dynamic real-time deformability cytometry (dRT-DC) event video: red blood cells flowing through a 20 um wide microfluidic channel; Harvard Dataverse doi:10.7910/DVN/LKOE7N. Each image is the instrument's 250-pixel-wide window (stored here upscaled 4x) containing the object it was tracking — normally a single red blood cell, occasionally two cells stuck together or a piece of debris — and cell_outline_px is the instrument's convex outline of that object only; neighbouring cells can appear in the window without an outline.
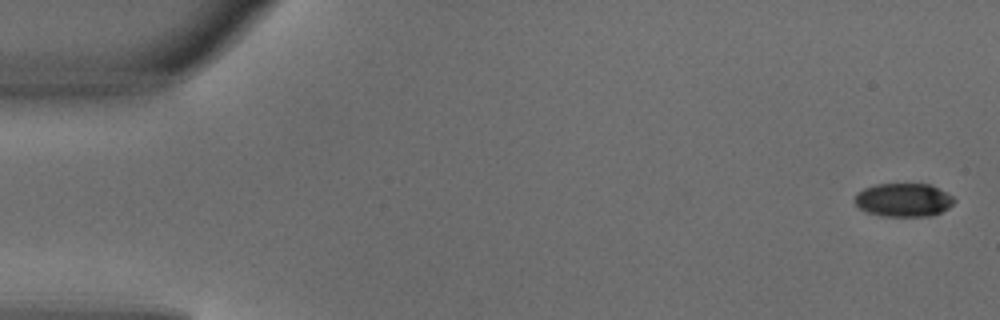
{"species": "common noctule bat (a hibernating species)", "species_latin": "Nyctalus noctula", "temperature_condition": "warm", "stored_images_in_passage": 6, "camera_frame_rate_fps": 3000, "um_per_image_px": 0.085, "animal": {"sex": "male", "body_mass_g": 18.8}, "frame": {"image": 1, "passage_image": 1, "time_ms": 0.0, "image_size_px": [1000, 320], "cell_outline_px": [[956, 200], [948, 208], [932, 216], [880, 216], [868, 212], [860, 208], [852, 200], [856, 192], [864, 188], [876, 184], [928, 184], [952, 196]], "centroid_in_image_um": [76.75, 17.0], "position_along_channel_um": 8.3, "area_um2": 19.36}}
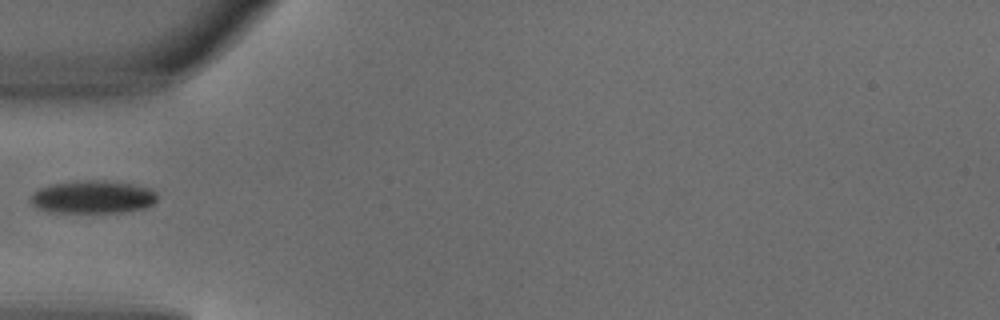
{"frame": {"image": 2, "passage_image": 5, "time_ms": 1.333, "image_size_px": [1000, 320], "cell_outline_px": [[156, 200], [152, 204], [144, 208], [120, 212], [48, 212], [36, 208], [32, 204], [32, 192], [40, 188], [52, 184], [88, 180], [104, 180], [132, 184], [148, 188], [156, 192]], "centroid_in_image_um": [7.87, 16.75], "position_along_channel_um": 77.1, "area_um2": 24.04}}
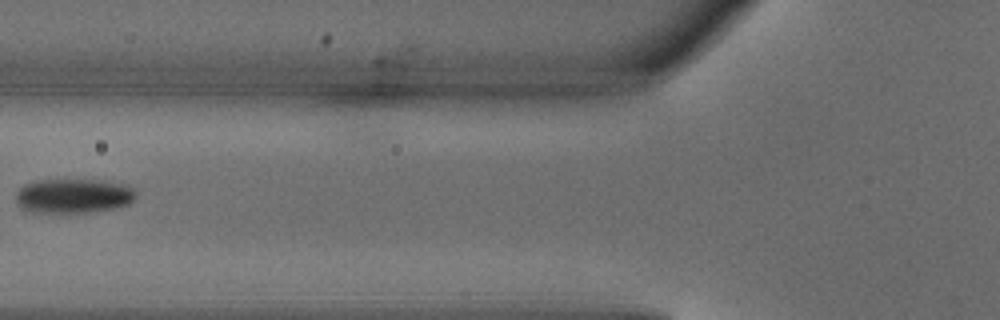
{"frame": {"image": 3, "passage_image": 6, "time_ms": 1.667, "image_size_px": [1000, 320], "cell_outline_px": [[136, 196], [128, 204], [116, 208], [88, 212], [36, 212], [20, 208], [16, 204], [16, 192], [24, 184], [36, 180], [108, 180], [128, 184], [136, 192]], "centroid_in_image_um": [6.25, 16.63], "position_along_channel_um": 119.5, "area_um2": 24.33}}